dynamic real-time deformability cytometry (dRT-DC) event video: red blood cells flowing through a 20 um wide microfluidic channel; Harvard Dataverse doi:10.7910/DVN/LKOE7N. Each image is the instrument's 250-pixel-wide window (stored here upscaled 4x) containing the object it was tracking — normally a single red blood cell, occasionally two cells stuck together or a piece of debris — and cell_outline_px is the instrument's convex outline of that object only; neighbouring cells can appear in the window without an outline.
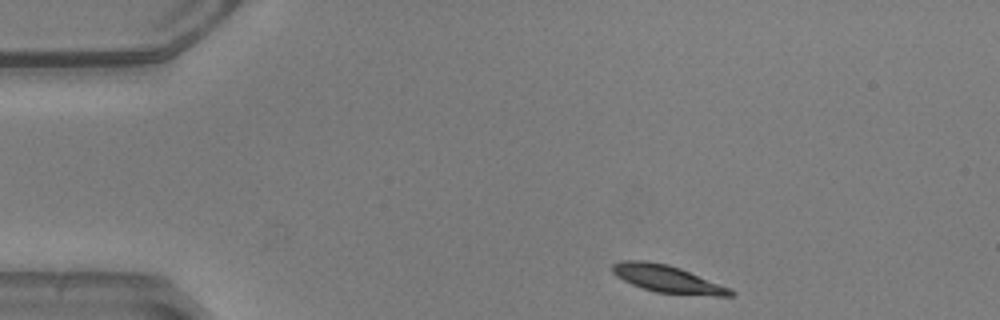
{"species": "common noctule bat (a hibernating species)", "species_latin": "Nyctalus noctula", "temperature_condition": "warm", "stored_images_in_passage": 44, "camera_frame_rate_fps": 3000, "um_per_image_px": 0.085, "animal": {"sex": "male", "body_mass_g": 20.5, "forearm_length_mm": 52.5}, "frame": {"image": 1, "passage_image": 1, "time_ms": 0.0, "image_size_px": [1000, 320], "cell_outline_px": [[736, 292], [732, 296], [716, 296], [656, 292], [632, 284], [616, 276], [612, 272], [612, 264], [620, 260], [648, 260], [668, 264], [680, 268], [732, 288]], "centroid_in_image_um": [56.75, 23.7], "position_along_channel_um": 28.2, "area_um2": 18.9}}
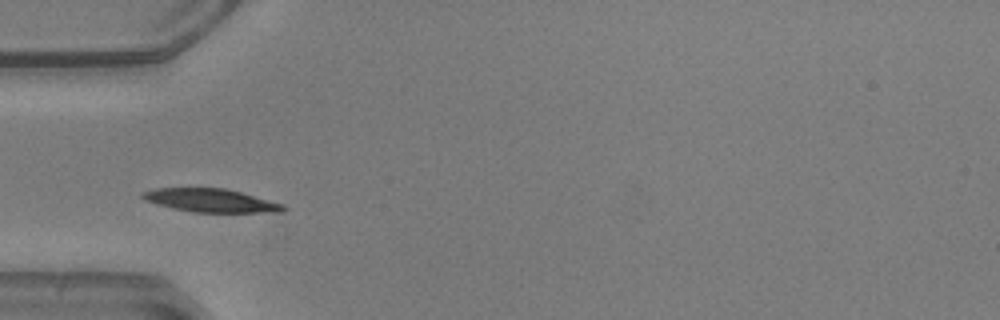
{"frame": {"image": 2, "passage_image": 9, "time_ms": 2.667, "image_size_px": [1000, 320], "cell_outline_px": [[288, 208], [284, 212], [192, 212], [172, 208], [156, 204], [144, 200], [140, 196], [144, 192], [156, 188], [224, 188], [240, 192], [284, 204]], "centroid_in_image_um": [17.93, 17.04], "position_along_channel_um": 67.1, "area_um2": 19.07}}
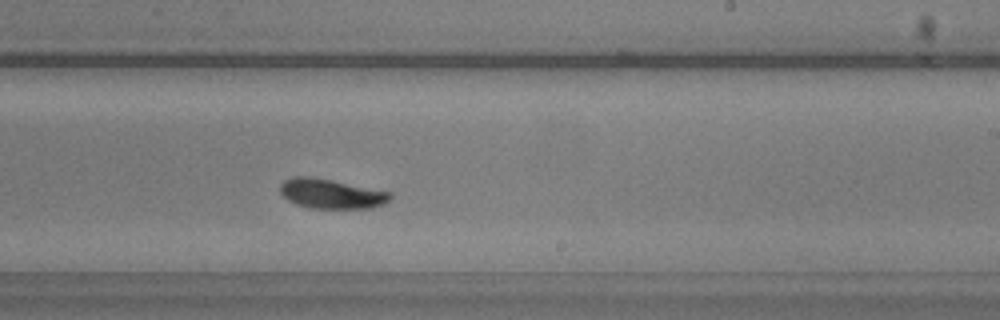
{"frame": {"image": 3, "passage_image": 24, "time_ms": 7.667, "image_size_px": [1000, 320], "cell_outline_px": [[392, 196], [384, 204], [372, 208], [308, 208], [296, 204], [288, 200], [280, 192], [280, 184], [284, 180], [292, 176], [308, 176], [332, 180], [392, 192]], "centroid_in_image_um": [28.14, 16.46], "position_along_channel_um": 260.9, "area_um2": 19.07}, "authors_computed_cell_mechanics": {"area_um2": 18.9006, "velocity_mm_per_s": 3.8793, "shape_relaxation_time_tau1_ms": 2.3172, "shape_relaxation_time_tau2_ms": 4.1752, "deformation_change_tau1": 0.1, "deformation_change_tau2": 0.0834}}